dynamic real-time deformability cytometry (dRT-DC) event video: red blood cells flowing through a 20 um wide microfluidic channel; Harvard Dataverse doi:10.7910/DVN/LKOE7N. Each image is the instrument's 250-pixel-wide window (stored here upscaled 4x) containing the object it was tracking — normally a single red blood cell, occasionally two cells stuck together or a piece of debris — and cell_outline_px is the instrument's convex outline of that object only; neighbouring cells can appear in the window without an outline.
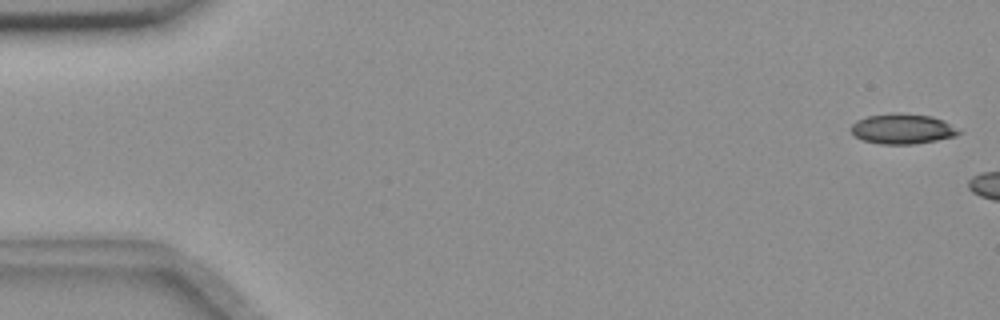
{"species": "common noctule bat (a hibernating species)", "species_latin": "Nyctalus noctula", "temperature_condition": "room temperature", "stored_images_in_passage": 7, "camera_frame_rate_fps": 3000, "um_per_image_px": 0.085, "animal": {"sex": "female", "body_mass_g": 18.4}, "frame": {"image": 1, "passage_image": 2, "time_ms": 0.333, "image_size_px": [1000, 320], "cell_outline_px": [[964, 132], [956, 136], [936, 140], [912, 144], [880, 144], [864, 140], [856, 136], [852, 132], [852, 124], [856, 120], [868, 116], [892, 112], [900, 112], [932, 116], [944, 120]], "centroid_in_image_um": [76.75, 10.93], "position_along_channel_um": 8.3, "area_um2": 19.07}}